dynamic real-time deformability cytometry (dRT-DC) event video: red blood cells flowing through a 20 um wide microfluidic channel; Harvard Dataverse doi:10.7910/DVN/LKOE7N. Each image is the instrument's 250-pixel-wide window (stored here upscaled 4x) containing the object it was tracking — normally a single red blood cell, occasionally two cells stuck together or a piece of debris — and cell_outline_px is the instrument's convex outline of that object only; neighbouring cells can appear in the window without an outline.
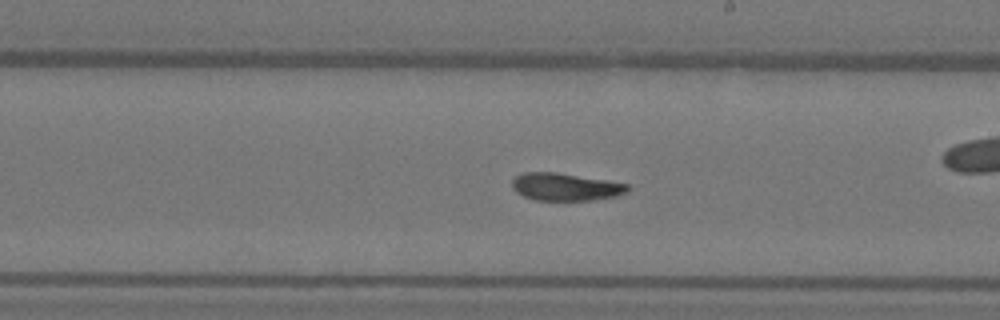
{"species": "Egyptian fruit bat (a non-hibernating species)", "species_latin": "Rousettus aegyptiacus", "temperature_condition": "warm", "stored_images_in_passage": 54, "camera_frame_rate_fps": 3000, "um_per_image_px": 0.085, "animal": {"sex": "female"}, "frame": {"image": 1, "passage_image": 31, "time_ms": 10.0, "image_size_px": [1000, 320], "cell_outline_px": [[632, 188], [628, 192], [616, 196], [592, 200], [536, 200], [524, 196], [516, 192], [512, 188], [512, 180], [516, 176], [524, 172], [556, 172], [608, 180], [628, 184]], "centroid_in_image_um": [48.09, 15.88], "position_along_channel_um": 240.9, "area_um2": 18.67}, "authors_computed_cell_mechanics": {"area_um2": 19.4786, "velocity_mm_per_s": 3.8226, "shape_relaxation_time_tau1_ms": 9.589, "shape_relaxation_time_tau2_ms": 2.0676, "deformation_change_tau1": 0.2658, "deformation_change_tau2": 0.0745}}